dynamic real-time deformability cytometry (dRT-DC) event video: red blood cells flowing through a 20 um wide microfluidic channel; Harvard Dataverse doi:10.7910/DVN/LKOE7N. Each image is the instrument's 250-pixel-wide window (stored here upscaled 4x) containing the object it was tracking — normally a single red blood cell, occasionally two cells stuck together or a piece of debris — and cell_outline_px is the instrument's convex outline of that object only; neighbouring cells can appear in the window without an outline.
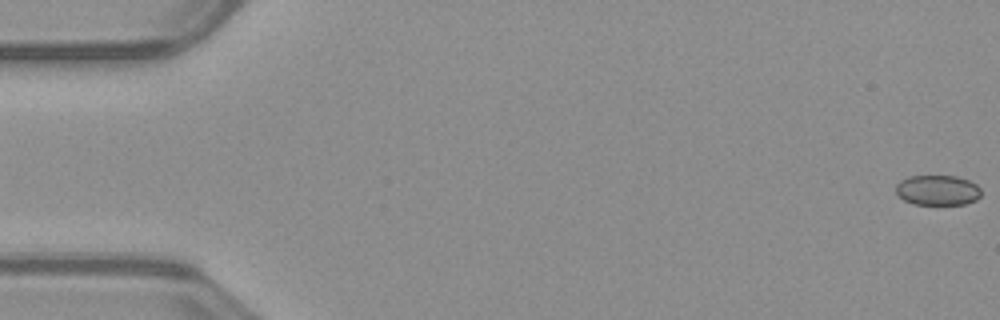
{"species": "common noctule bat (a hibernating species)", "species_latin": "Nyctalus noctula", "temperature_condition": "warm", "stored_images_in_passage": 10, "camera_frame_rate_fps": 3000, "um_per_image_px": 0.085, "animal": {"sex": "male", "body_mass_g": 23.1, "forearm_length_mm": 52.7}, "frame": {"image": 1, "passage_image": 1, "time_ms": 0.0, "image_size_px": [1000, 320], "cell_outline_px": [[980, 196], [976, 200], [964, 204], [912, 204], [904, 200], [896, 192], [896, 184], [900, 180], [908, 176], [956, 176], [968, 180], [976, 184], [980, 188]], "centroid_in_image_um": [79.68, 16.16], "position_along_channel_um": 5.3, "area_um2": 14.97}}